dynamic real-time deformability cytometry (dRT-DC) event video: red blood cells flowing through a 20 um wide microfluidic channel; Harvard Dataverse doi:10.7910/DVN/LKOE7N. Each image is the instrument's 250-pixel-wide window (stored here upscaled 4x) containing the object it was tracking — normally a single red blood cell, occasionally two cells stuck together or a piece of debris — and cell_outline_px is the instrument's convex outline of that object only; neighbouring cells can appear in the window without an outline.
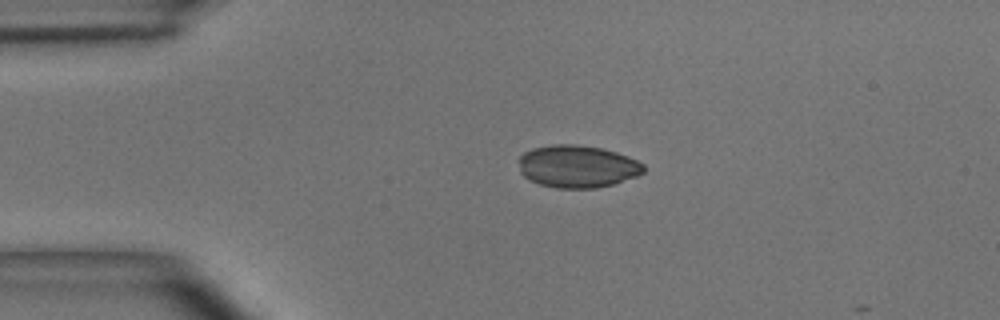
{"species": "common noctule bat (a hibernating species)", "species_latin": "Nyctalus noctula", "temperature_condition": "room temperature", "stored_images_in_passage": 5, "camera_frame_rate_fps": 3000, "um_per_image_px": 0.085, "animal": {"sex": "male", "body_mass_g": 15.6}, "frame": {"image": 1, "passage_image": 1, "time_ms": 0.0, "image_size_px": [1000, 320], "cell_outline_px": [[644, 172], [636, 176], [612, 184], [596, 188], [556, 188], [540, 184], [524, 176], [520, 172], [520, 156], [524, 152], [532, 148], [552, 144], [572, 144], [600, 148], [616, 152], [628, 156], [644, 164]], "centroid_in_image_um": [49.07, 14.14], "position_along_channel_um": 35.9, "area_um2": 30.69}}